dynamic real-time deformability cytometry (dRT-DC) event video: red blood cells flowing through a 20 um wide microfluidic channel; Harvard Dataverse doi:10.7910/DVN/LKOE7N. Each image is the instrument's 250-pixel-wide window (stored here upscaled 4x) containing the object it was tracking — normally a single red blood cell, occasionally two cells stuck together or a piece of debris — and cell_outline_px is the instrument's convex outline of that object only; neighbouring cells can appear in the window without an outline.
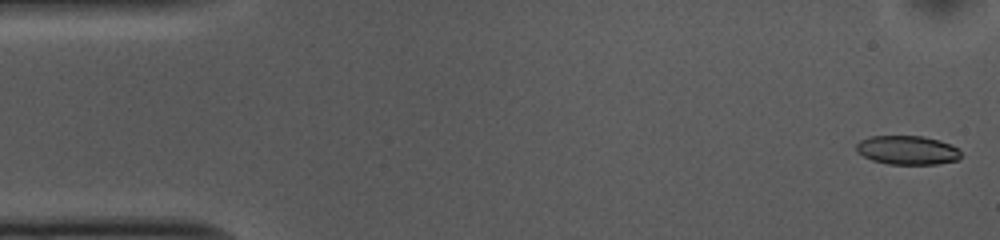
{"species": "common noctule bat (a hibernating species)", "species_latin": "Nyctalus noctula", "temperature_condition": "cold", "stored_images_in_passage": 52, "camera_frame_rate_fps": 3000, "um_per_image_px": 0.085, "animal": {"sex": "female", "body_mass_g": 10.0, "forearm_length_mm": 53.1}, "frame": {"image": 1, "passage_image": 1, "time_ms": 0.0, "image_size_px": [1000, 240], "cell_outline_px": [[960, 160], [936, 164], [888, 164], [872, 160], [856, 152], [856, 144], [860, 140], [868, 136], [924, 136], [940, 140], [960, 148]], "centroid_in_image_um": [77.14, 12.76], "position_along_channel_um": 7.9, "area_um2": 17.86}}
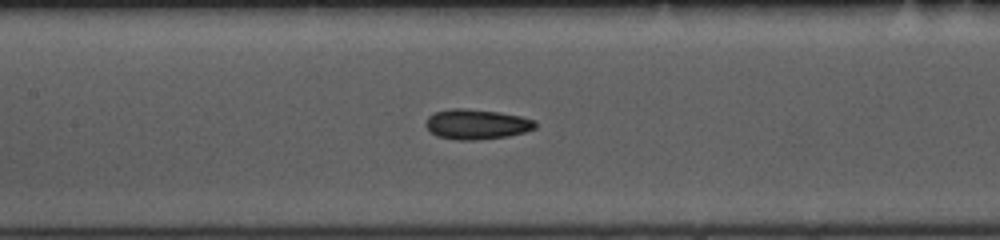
{"frame": {"image": 2, "passage_image": 23, "time_ms": 7.333, "image_size_px": [1000, 240], "cell_outline_px": [[536, 128], [524, 132], [508, 136], [472, 140], [460, 140], [436, 136], [424, 124], [428, 116], [436, 112], [452, 108], [464, 108], [500, 112], [520, 116], [536, 120]], "centroid_in_image_um": [40.52, 10.55], "position_along_channel_um": 166.9, "area_um2": 19.13}}
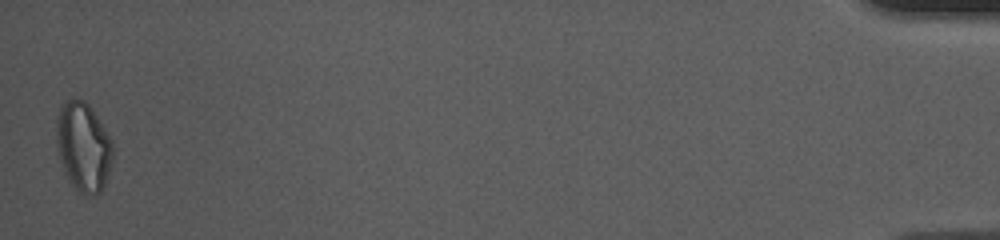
{"frame": {"image": 3, "passage_image": 52, "time_ms": 17.0, "image_size_px": [1000, 240], "cell_outline_px": [[112, 160], [104, 184], [100, 192], [96, 196], [84, 196], [68, 180], [60, 160], [56, 140], [56, 120], [60, 104], [72, 96], [84, 100], [88, 104], [112, 140]], "centroid_in_image_um": [7.06, 12.45], "position_along_channel_um": 428.1, "area_um2": 29.36}, "authors_computed_cell_mechanics": {"area_um2": 18.8717, "velocity_mm_per_s": 3.7172, "shape_relaxation_time_tau1_ms": 5.9455, "shape_relaxation_time_tau2_ms": 4.0055, "deformation_change_tau1": 0.1196, "deformation_change_tau2": 0.0966}}